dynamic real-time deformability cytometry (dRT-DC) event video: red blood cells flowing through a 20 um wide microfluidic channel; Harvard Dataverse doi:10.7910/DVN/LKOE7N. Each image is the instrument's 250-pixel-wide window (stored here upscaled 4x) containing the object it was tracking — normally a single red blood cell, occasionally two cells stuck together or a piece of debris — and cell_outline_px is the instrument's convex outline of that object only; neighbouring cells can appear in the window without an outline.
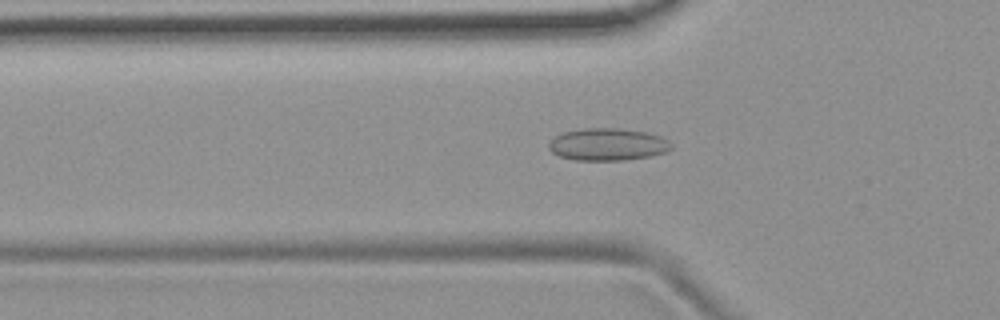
{"species": "common noctule bat (a hibernating species)", "species_latin": "Nyctalus noctula", "temperature_condition": "room temperature", "stored_images_in_passage": 53, "camera_frame_rate_fps": 3000, "um_per_image_px": 0.085, "animal": {"sex": "female", "body_mass_g": 19.9}, "frame": {"image": 1, "passage_image": 18, "time_ms": 5.667, "image_size_px": [1000, 320], "cell_outline_px": [[672, 148], [668, 152], [652, 156], [624, 160], [576, 160], [560, 156], [552, 152], [548, 148], [548, 144], [556, 136], [564, 132], [584, 128], [620, 128], [648, 132], [660, 136], [668, 140], [672, 144]], "centroid_in_image_um": [51.7, 12.27], "position_along_channel_um": 74.1, "area_um2": 23.18}}
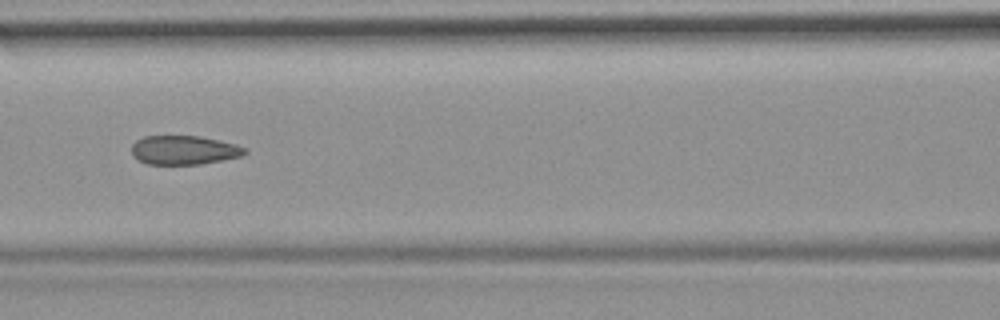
{"frame": {"image": 2, "passage_image": 24, "time_ms": 7.667, "image_size_px": [1000, 320], "cell_outline_px": [[248, 152], [240, 156], [200, 164], [148, 164], [132, 156], [132, 144], [136, 140], [144, 136], [200, 136], [236, 144], [248, 148]], "centroid_in_image_um": [15.64, 12.75], "position_along_channel_um": 151.0, "area_um2": 19.07}}
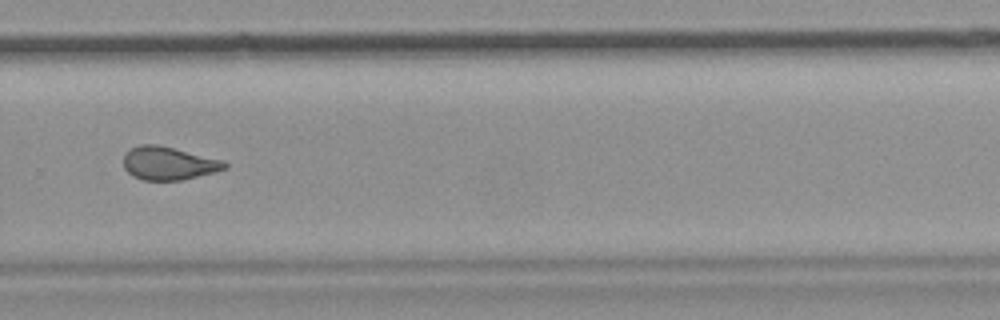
{"frame": {"image": 3, "passage_image": 37, "time_ms": 12.0, "image_size_px": [1000, 320], "cell_outline_px": [[228, 168], [184, 180], [144, 180], [132, 176], [124, 168], [124, 156], [132, 148], [140, 144], [156, 144], [224, 160], [228, 164]], "centroid_in_image_um": [14.35, 13.89], "position_along_channel_um": 315.5, "area_um2": 19.48}, "authors_computed_cell_mechanics": {"area_um2": 20.519, "velocity_mm_per_s": 3.8085, "shape_relaxation_time_tau1_ms": null, "shape_relaxation_time_tau2_ms": 1.3627, "deformation_change_tau1": null, "deformation_change_tau2": 0.0806}}